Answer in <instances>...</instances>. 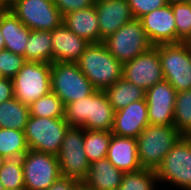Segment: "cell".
Returning a JSON list of instances; mask_svg holds the SVG:
<instances>
[{"label": "cell", "mask_w": 191, "mask_h": 190, "mask_svg": "<svg viewBox=\"0 0 191 190\" xmlns=\"http://www.w3.org/2000/svg\"><path fill=\"white\" fill-rule=\"evenodd\" d=\"M115 111L104 90L65 105L64 118L70 127L112 131Z\"/></svg>", "instance_id": "cell-1"}, {"label": "cell", "mask_w": 191, "mask_h": 190, "mask_svg": "<svg viewBox=\"0 0 191 190\" xmlns=\"http://www.w3.org/2000/svg\"><path fill=\"white\" fill-rule=\"evenodd\" d=\"M76 63L97 90H105L122 78L123 64L103 42L90 43Z\"/></svg>", "instance_id": "cell-2"}, {"label": "cell", "mask_w": 191, "mask_h": 190, "mask_svg": "<svg viewBox=\"0 0 191 190\" xmlns=\"http://www.w3.org/2000/svg\"><path fill=\"white\" fill-rule=\"evenodd\" d=\"M181 137L174 125L148 124L136 138L142 168L156 170Z\"/></svg>", "instance_id": "cell-3"}, {"label": "cell", "mask_w": 191, "mask_h": 190, "mask_svg": "<svg viewBox=\"0 0 191 190\" xmlns=\"http://www.w3.org/2000/svg\"><path fill=\"white\" fill-rule=\"evenodd\" d=\"M51 92L55 93L64 105L85 98L97 89L80 71L77 63H51Z\"/></svg>", "instance_id": "cell-4"}, {"label": "cell", "mask_w": 191, "mask_h": 190, "mask_svg": "<svg viewBox=\"0 0 191 190\" xmlns=\"http://www.w3.org/2000/svg\"><path fill=\"white\" fill-rule=\"evenodd\" d=\"M69 127L65 118L30 115L24 131L29 149L58 156Z\"/></svg>", "instance_id": "cell-5"}, {"label": "cell", "mask_w": 191, "mask_h": 190, "mask_svg": "<svg viewBox=\"0 0 191 190\" xmlns=\"http://www.w3.org/2000/svg\"><path fill=\"white\" fill-rule=\"evenodd\" d=\"M158 182L191 190V137L182 136L155 170Z\"/></svg>", "instance_id": "cell-6"}, {"label": "cell", "mask_w": 191, "mask_h": 190, "mask_svg": "<svg viewBox=\"0 0 191 190\" xmlns=\"http://www.w3.org/2000/svg\"><path fill=\"white\" fill-rule=\"evenodd\" d=\"M51 64L27 61L12 78L14 97L30 106L51 91Z\"/></svg>", "instance_id": "cell-7"}, {"label": "cell", "mask_w": 191, "mask_h": 190, "mask_svg": "<svg viewBox=\"0 0 191 190\" xmlns=\"http://www.w3.org/2000/svg\"><path fill=\"white\" fill-rule=\"evenodd\" d=\"M107 50L122 64L147 51L152 45L140 19L133 18L103 40Z\"/></svg>", "instance_id": "cell-8"}, {"label": "cell", "mask_w": 191, "mask_h": 190, "mask_svg": "<svg viewBox=\"0 0 191 190\" xmlns=\"http://www.w3.org/2000/svg\"><path fill=\"white\" fill-rule=\"evenodd\" d=\"M84 128L69 127L58 153L62 177L83 182L89 173L90 163L84 151Z\"/></svg>", "instance_id": "cell-9"}, {"label": "cell", "mask_w": 191, "mask_h": 190, "mask_svg": "<svg viewBox=\"0 0 191 190\" xmlns=\"http://www.w3.org/2000/svg\"><path fill=\"white\" fill-rule=\"evenodd\" d=\"M159 56L164 80L178 92L191 90V50L186 43L161 44Z\"/></svg>", "instance_id": "cell-10"}, {"label": "cell", "mask_w": 191, "mask_h": 190, "mask_svg": "<svg viewBox=\"0 0 191 190\" xmlns=\"http://www.w3.org/2000/svg\"><path fill=\"white\" fill-rule=\"evenodd\" d=\"M25 190H47L61 177L58 157L29 149L21 158Z\"/></svg>", "instance_id": "cell-11"}, {"label": "cell", "mask_w": 191, "mask_h": 190, "mask_svg": "<svg viewBox=\"0 0 191 190\" xmlns=\"http://www.w3.org/2000/svg\"><path fill=\"white\" fill-rule=\"evenodd\" d=\"M9 10L31 30L52 31L63 21L53 0H14Z\"/></svg>", "instance_id": "cell-12"}, {"label": "cell", "mask_w": 191, "mask_h": 190, "mask_svg": "<svg viewBox=\"0 0 191 190\" xmlns=\"http://www.w3.org/2000/svg\"><path fill=\"white\" fill-rule=\"evenodd\" d=\"M122 77L145 91L164 80L159 45L123 64Z\"/></svg>", "instance_id": "cell-13"}, {"label": "cell", "mask_w": 191, "mask_h": 190, "mask_svg": "<svg viewBox=\"0 0 191 190\" xmlns=\"http://www.w3.org/2000/svg\"><path fill=\"white\" fill-rule=\"evenodd\" d=\"M177 91L166 80L146 90L148 120L152 125H174V106Z\"/></svg>", "instance_id": "cell-14"}, {"label": "cell", "mask_w": 191, "mask_h": 190, "mask_svg": "<svg viewBox=\"0 0 191 190\" xmlns=\"http://www.w3.org/2000/svg\"><path fill=\"white\" fill-rule=\"evenodd\" d=\"M140 21L152 46L176 43L175 18L170 4L142 16Z\"/></svg>", "instance_id": "cell-15"}, {"label": "cell", "mask_w": 191, "mask_h": 190, "mask_svg": "<svg viewBox=\"0 0 191 190\" xmlns=\"http://www.w3.org/2000/svg\"><path fill=\"white\" fill-rule=\"evenodd\" d=\"M146 99L132 102L115 112L112 134L121 137L137 138L149 124Z\"/></svg>", "instance_id": "cell-16"}, {"label": "cell", "mask_w": 191, "mask_h": 190, "mask_svg": "<svg viewBox=\"0 0 191 190\" xmlns=\"http://www.w3.org/2000/svg\"><path fill=\"white\" fill-rule=\"evenodd\" d=\"M94 6L102 40L133 19L127 0H102L95 2Z\"/></svg>", "instance_id": "cell-17"}, {"label": "cell", "mask_w": 191, "mask_h": 190, "mask_svg": "<svg viewBox=\"0 0 191 190\" xmlns=\"http://www.w3.org/2000/svg\"><path fill=\"white\" fill-rule=\"evenodd\" d=\"M52 63H76L90 44L83 38L71 32L63 23L51 31Z\"/></svg>", "instance_id": "cell-18"}, {"label": "cell", "mask_w": 191, "mask_h": 190, "mask_svg": "<svg viewBox=\"0 0 191 190\" xmlns=\"http://www.w3.org/2000/svg\"><path fill=\"white\" fill-rule=\"evenodd\" d=\"M106 158L124 173L142 169L138 158L137 140L112 134Z\"/></svg>", "instance_id": "cell-19"}, {"label": "cell", "mask_w": 191, "mask_h": 190, "mask_svg": "<svg viewBox=\"0 0 191 190\" xmlns=\"http://www.w3.org/2000/svg\"><path fill=\"white\" fill-rule=\"evenodd\" d=\"M62 23L88 43H100V28L95 6L69 12L63 16Z\"/></svg>", "instance_id": "cell-20"}, {"label": "cell", "mask_w": 191, "mask_h": 190, "mask_svg": "<svg viewBox=\"0 0 191 190\" xmlns=\"http://www.w3.org/2000/svg\"><path fill=\"white\" fill-rule=\"evenodd\" d=\"M30 31L10 10L0 11V32L5 50L25 57Z\"/></svg>", "instance_id": "cell-21"}, {"label": "cell", "mask_w": 191, "mask_h": 190, "mask_svg": "<svg viewBox=\"0 0 191 190\" xmlns=\"http://www.w3.org/2000/svg\"><path fill=\"white\" fill-rule=\"evenodd\" d=\"M124 174L105 158L90 164L83 182L92 190H117Z\"/></svg>", "instance_id": "cell-22"}, {"label": "cell", "mask_w": 191, "mask_h": 190, "mask_svg": "<svg viewBox=\"0 0 191 190\" xmlns=\"http://www.w3.org/2000/svg\"><path fill=\"white\" fill-rule=\"evenodd\" d=\"M104 91L115 112L125 108L132 102L145 99L146 94L143 88L132 84L123 77Z\"/></svg>", "instance_id": "cell-23"}, {"label": "cell", "mask_w": 191, "mask_h": 190, "mask_svg": "<svg viewBox=\"0 0 191 190\" xmlns=\"http://www.w3.org/2000/svg\"><path fill=\"white\" fill-rule=\"evenodd\" d=\"M51 31L31 30L26 42L25 59L32 62L52 63Z\"/></svg>", "instance_id": "cell-24"}, {"label": "cell", "mask_w": 191, "mask_h": 190, "mask_svg": "<svg viewBox=\"0 0 191 190\" xmlns=\"http://www.w3.org/2000/svg\"><path fill=\"white\" fill-rule=\"evenodd\" d=\"M29 117V106L15 97L0 103V128L25 131Z\"/></svg>", "instance_id": "cell-25"}, {"label": "cell", "mask_w": 191, "mask_h": 190, "mask_svg": "<svg viewBox=\"0 0 191 190\" xmlns=\"http://www.w3.org/2000/svg\"><path fill=\"white\" fill-rule=\"evenodd\" d=\"M111 137V131L84 130V151L90 164L106 158Z\"/></svg>", "instance_id": "cell-26"}, {"label": "cell", "mask_w": 191, "mask_h": 190, "mask_svg": "<svg viewBox=\"0 0 191 190\" xmlns=\"http://www.w3.org/2000/svg\"><path fill=\"white\" fill-rule=\"evenodd\" d=\"M29 150L24 131L0 128V155L22 158Z\"/></svg>", "instance_id": "cell-27"}, {"label": "cell", "mask_w": 191, "mask_h": 190, "mask_svg": "<svg viewBox=\"0 0 191 190\" xmlns=\"http://www.w3.org/2000/svg\"><path fill=\"white\" fill-rule=\"evenodd\" d=\"M174 126L182 136L191 137V90L176 95Z\"/></svg>", "instance_id": "cell-28"}, {"label": "cell", "mask_w": 191, "mask_h": 190, "mask_svg": "<svg viewBox=\"0 0 191 190\" xmlns=\"http://www.w3.org/2000/svg\"><path fill=\"white\" fill-rule=\"evenodd\" d=\"M29 109L31 116L64 118L65 105L55 93L50 91L34 101Z\"/></svg>", "instance_id": "cell-29"}, {"label": "cell", "mask_w": 191, "mask_h": 190, "mask_svg": "<svg viewBox=\"0 0 191 190\" xmlns=\"http://www.w3.org/2000/svg\"><path fill=\"white\" fill-rule=\"evenodd\" d=\"M158 184L155 170L142 168L135 172L125 173L117 190H155Z\"/></svg>", "instance_id": "cell-30"}, {"label": "cell", "mask_w": 191, "mask_h": 190, "mask_svg": "<svg viewBox=\"0 0 191 190\" xmlns=\"http://www.w3.org/2000/svg\"><path fill=\"white\" fill-rule=\"evenodd\" d=\"M0 182L5 190H25L21 158L6 159L0 169Z\"/></svg>", "instance_id": "cell-31"}, {"label": "cell", "mask_w": 191, "mask_h": 190, "mask_svg": "<svg viewBox=\"0 0 191 190\" xmlns=\"http://www.w3.org/2000/svg\"><path fill=\"white\" fill-rule=\"evenodd\" d=\"M176 25V43H185L191 37V4H171Z\"/></svg>", "instance_id": "cell-32"}, {"label": "cell", "mask_w": 191, "mask_h": 190, "mask_svg": "<svg viewBox=\"0 0 191 190\" xmlns=\"http://www.w3.org/2000/svg\"><path fill=\"white\" fill-rule=\"evenodd\" d=\"M22 55L8 50L0 51V77L12 79L26 63Z\"/></svg>", "instance_id": "cell-33"}, {"label": "cell", "mask_w": 191, "mask_h": 190, "mask_svg": "<svg viewBox=\"0 0 191 190\" xmlns=\"http://www.w3.org/2000/svg\"><path fill=\"white\" fill-rule=\"evenodd\" d=\"M133 18L140 19L142 16L155 9L166 6L167 0H127Z\"/></svg>", "instance_id": "cell-34"}, {"label": "cell", "mask_w": 191, "mask_h": 190, "mask_svg": "<svg viewBox=\"0 0 191 190\" xmlns=\"http://www.w3.org/2000/svg\"><path fill=\"white\" fill-rule=\"evenodd\" d=\"M53 1L62 16H64L69 12H74L80 9L93 6L95 3L94 0H53Z\"/></svg>", "instance_id": "cell-35"}, {"label": "cell", "mask_w": 191, "mask_h": 190, "mask_svg": "<svg viewBox=\"0 0 191 190\" xmlns=\"http://www.w3.org/2000/svg\"><path fill=\"white\" fill-rule=\"evenodd\" d=\"M14 97L12 79L0 77V103Z\"/></svg>", "instance_id": "cell-36"}, {"label": "cell", "mask_w": 191, "mask_h": 190, "mask_svg": "<svg viewBox=\"0 0 191 190\" xmlns=\"http://www.w3.org/2000/svg\"><path fill=\"white\" fill-rule=\"evenodd\" d=\"M78 183L77 180L61 176L47 190H74Z\"/></svg>", "instance_id": "cell-37"}, {"label": "cell", "mask_w": 191, "mask_h": 190, "mask_svg": "<svg viewBox=\"0 0 191 190\" xmlns=\"http://www.w3.org/2000/svg\"><path fill=\"white\" fill-rule=\"evenodd\" d=\"M10 4L8 0H0V11L9 10Z\"/></svg>", "instance_id": "cell-38"}, {"label": "cell", "mask_w": 191, "mask_h": 190, "mask_svg": "<svg viewBox=\"0 0 191 190\" xmlns=\"http://www.w3.org/2000/svg\"><path fill=\"white\" fill-rule=\"evenodd\" d=\"M74 190H92V189H90L84 182H79L75 186Z\"/></svg>", "instance_id": "cell-39"}, {"label": "cell", "mask_w": 191, "mask_h": 190, "mask_svg": "<svg viewBox=\"0 0 191 190\" xmlns=\"http://www.w3.org/2000/svg\"><path fill=\"white\" fill-rule=\"evenodd\" d=\"M168 4H174V3H187V0H167Z\"/></svg>", "instance_id": "cell-40"}, {"label": "cell", "mask_w": 191, "mask_h": 190, "mask_svg": "<svg viewBox=\"0 0 191 190\" xmlns=\"http://www.w3.org/2000/svg\"><path fill=\"white\" fill-rule=\"evenodd\" d=\"M4 49V39L0 32V51Z\"/></svg>", "instance_id": "cell-41"}, {"label": "cell", "mask_w": 191, "mask_h": 190, "mask_svg": "<svg viewBox=\"0 0 191 190\" xmlns=\"http://www.w3.org/2000/svg\"><path fill=\"white\" fill-rule=\"evenodd\" d=\"M6 161V158L2 155H0V169L3 167L4 162Z\"/></svg>", "instance_id": "cell-42"}, {"label": "cell", "mask_w": 191, "mask_h": 190, "mask_svg": "<svg viewBox=\"0 0 191 190\" xmlns=\"http://www.w3.org/2000/svg\"><path fill=\"white\" fill-rule=\"evenodd\" d=\"M191 50V37L185 42Z\"/></svg>", "instance_id": "cell-43"}, {"label": "cell", "mask_w": 191, "mask_h": 190, "mask_svg": "<svg viewBox=\"0 0 191 190\" xmlns=\"http://www.w3.org/2000/svg\"><path fill=\"white\" fill-rule=\"evenodd\" d=\"M0 190H5V188L1 182H0Z\"/></svg>", "instance_id": "cell-44"}]
</instances>
